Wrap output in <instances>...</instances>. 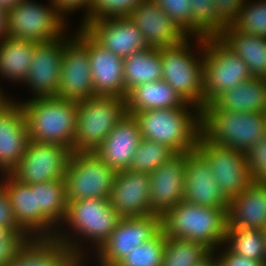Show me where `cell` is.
I'll list each match as a JSON object with an SVG mask.
<instances>
[{
	"instance_id": "cell-1",
	"label": "cell",
	"mask_w": 266,
	"mask_h": 266,
	"mask_svg": "<svg viewBox=\"0 0 266 266\" xmlns=\"http://www.w3.org/2000/svg\"><path fill=\"white\" fill-rule=\"evenodd\" d=\"M67 202V214L62 225H67L68 230L61 226L55 238L66 245L85 266L90 246L94 247L93 253L96 252L115 230L121 217L112 208L109 199L89 198ZM81 241L83 244L87 242V246L90 244L89 248L86 246L89 250H85L86 243L83 245Z\"/></svg>"
},
{
	"instance_id": "cell-2",
	"label": "cell",
	"mask_w": 266,
	"mask_h": 266,
	"mask_svg": "<svg viewBox=\"0 0 266 266\" xmlns=\"http://www.w3.org/2000/svg\"><path fill=\"white\" fill-rule=\"evenodd\" d=\"M133 116L143 139L164 144L175 153L196 150L201 133V109L196 105L186 103L183 107L135 112Z\"/></svg>"
},
{
	"instance_id": "cell-3",
	"label": "cell",
	"mask_w": 266,
	"mask_h": 266,
	"mask_svg": "<svg viewBox=\"0 0 266 266\" xmlns=\"http://www.w3.org/2000/svg\"><path fill=\"white\" fill-rule=\"evenodd\" d=\"M26 119L29 140L55 143L72 151L77 123V102L57 97L19 101Z\"/></svg>"
},
{
	"instance_id": "cell-4",
	"label": "cell",
	"mask_w": 266,
	"mask_h": 266,
	"mask_svg": "<svg viewBox=\"0 0 266 266\" xmlns=\"http://www.w3.org/2000/svg\"><path fill=\"white\" fill-rule=\"evenodd\" d=\"M191 40L195 41L193 45ZM203 53L204 38L197 36H187L175 45L160 48L162 80L186 103L200 109L204 107Z\"/></svg>"
},
{
	"instance_id": "cell-5",
	"label": "cell",
	"mask_w": 266,
	"mask_h": 266,
	"mask_svg": "<svg viewBox=\"0 0 266 266\" xmlns=\"http://www.w3.org/2000/svg\"><path fill=\"white\" fill-rule=\"evenodd\" d=\"M227 216L223 209L182 201L162 216L166 237L191 240L212 252L225 242Z\"/></svg>"
},
{
	"instance_id": "cell-6",
	"label": "cell",
	"mask_w": 266,
	"mask_h": 266,
	"mask_svg": "<svg viewBox=\"0 0 266 266\" xmlns=\"http://www.w3.org/2000/svg\"><path fill=\"white\" fill-rule=\"evenodd\" d=\"M201 133L211 142L245 153L266 135L263 112L201 109Z\"/></svg>"
},
{
	"instance_id": "cell-7",
	"label": "cell",
	"mask_w": 266,
	"mask_h": 266,
	"mask_svg": "<svg viewBox=\"0 0 266 266\" xmlns=\"http://www.w3.org/2000/svg\"><path fill=\"white\" fill-rule=\"evenodd\" d=\"M126 114L125 98L92 96L78 101L72 153L95 152Z\"/></svg>"
},
{
	"instance_id": "cell-8",
	"label": "cell",
	"mask_w": 266,
	"mask_h": 266,
	"mask_svg": "<svg viewBox=\"0 0 266 266\" xmlns=\"http://www.w3.org/2000/svg\"><path fill=\"white\" fill-rule=\"evenodd\" d=\"M49 2L44 5L33 0H21L8 10V36L35 43L63 37L68 31L67 29H70L68 21L57 11L51 0Z\"/></svg>"
},
{
	"instance_id": "cell-9",
	"label": "cell",
	"mask_w": 266,
	"mask_h": 266,
	"mask_svg": "<svg viewBox=\"0 0 266 266\" xmlns=\"http://www.w3.org/2000/svg\"><path fill=\"white\" fill-rule=\"evenodd\" d=\"M251 78L246 63L218 37L204 38V106L212 103L223 92Z\"/></svg>"
},
{
	"instance_id": "cell-10",
	"label": "cell",
	"mask_w": 266,
	"mask_h": 266,
	"mask_svg": "<svg viewBox=\"0 0 266 266\" xmlns=\"http://www.w3.org/2000/svg\"><path fill=\"white\" fill-rule=\"evenodd\" d=\"M115 175L95 152L72 153L64 175L67 201L109 199Z\"/></svg>"
},
{
	"instance_id": "cell-11",
	"label": "cell",
	"mask_w": 266,
	"mask_h": 266,
	"mask_svg": "<svg viewBox=\"0 0 266 266\" xmlns=\"http://www.w3.org/2000/svg\"><path fill=\"white\" fill-rule=\"evenodd\" d=\"M161 229L162 216L157 214L120 218L115 230L94 253L96 265L116 266L134 247L150 240Z\"/></svg>"
},
{
	"instance_id": "cell-12",
	"label": "cell",
	"mask_w": 266,
	"mask_h": 266,
	"mask_svg": "<svg viewBox=\"0 0 266 266\" xmlns=\"http://www.w3.org/2000/svg\"><path fill=\"white\" fill-rule=\"evenodd\" d=\"M196 149L210 163L213 177L229 200L241 194L252 183L245 153L215 144L202 133L198 138Z\"/></svg>"
},
{
	"instance_id": "cell-13",
	"label": "cell",
	"mask_w": 266,
	"mask_h": 266,
	"mask_svg": "<svg viewBox=\"0 0 266 266\" xmlns=\"http://www.w3.org/2000/svg\"><path fill=\"white\" fill-rule=\"evenodd\" d=\"M71 155L72 151L67 146L29 141L19 164L10 174L28 185L65 179Z\"/></svg>"
},
{
	"instance_id": "cell-14",
	"label": "cell",
	"mask_w": 266,
	"mask_h": 266,
	"mask_svg": "<svg viewBox=\"0 0 266 266\" xmlns=\"http://www.w3.org/2000/svg\"><path fill=\"white\" fill-rule=\"evenodd\" d=\"M48 41L35 43L31 58V65L27 79L23 83L28 86L33 98L56 97L60 82L61 64L64 45L73 37L67 36Z\"/></svg>"
},
{
	"instance_id": "cell-15",
	"label": "cell",
	"mask_w": 266,
	"mask_h": 266,
	"mask_svg": "<svg viewBox=\"0 0 266 266\" xmlns=\"http://www.w3.org/2000/svg\"><path fill=\"white\" fill-rule=\"evenodd\" d=\"M77 30L71 33L87 47L95 95L125 98L124 59L99 45L81 26Z\"/></svg>"
},
{
	"instance_id": "cell-16",
	"label": "cell",
	"mask_w": 266,
	"mask_h": 266,
	"mask_svg": "<svg viewBox=\"0 0 266 266\" xmlns=\"http://www.w3.org/2000/svg\"><path fill=\"white\" fill-rule=\"evenodd\" d=\"M64 45L57 98L81 101L96 96L87 47L74 35Z\"/></svg>"
},
{
	"instance_id": "cell-17",
	"label": "cell",
	"mask_w": 266,
	"mask_h": 266,
	"mask_svg": "<svg viewBox=\"0 0 266 266\" xmlns=\"http://www.w3.org/2000/svg\"><path fill=\"white\" fill-rule=\"evenodd\" d=\"M81 27L99 45L123 59L148 48L142 32L128 17L89 20Z\"/></svg>"
},
{
	"instance_id": "cell-18",
	"label": "cell",
	"mask_w": 266,
	"mask_h": 266,
	"mask_svg": "<svg viewBox=\"0 0 266 266\" xmlns=\"http://www.w3.org/2000/svg\"><path fill=\"white\" fill-rule=\"evenodd\" d=\"M184 201L227 213L229 199L213 177L210 163L197 149L186 152Z\"/></svg>"
},
{
	"instance_id": "cell-19",
	"label": "cell",
	"mask_w": 266,
	"mask_h": 266,
	"mask_svg": "<svg viewBox=\"0 0 266 266\" xmlns=\"http://www.w3.org/2000/svg\"><path fill=\"white\" fill-rule=\"evenodd\" d=\"M109 202L123 217L155 215L150 205V176L132 170L117 171Z\"/></svg>"
},
{
	"instance_id": "cell-20",
	"label": "cell",
	"mask_w": 266,
	"mask_h": 266,
	"mask_svg": "<svg viewBox=\"0 0 266 266\" xmlns=\"http://www.w3.org/2000/svg\"><path fill=\"white\" fill-rule=\"evenodd\" d=\"M186 153H176L157 167L150 176V205L154 214L163 216L184 200Z\"/></svg>"
},
{
	"instance_id": "cell-21",
	"label": "cell",
	"mask_w": 266,
	"mask_h": 266,
	"mask_svg": "<svg viewBox=\"0 0 266 266\" xmlns=\"http://www.w3.org/2000/svg\"><path fill=\"white\" fill-rule=\"evenodd\" d=\"M29 141L23 109L11 100L0 110V175L17 167Z\"/></svg>"
},
{
	"instance_id": "cell-22",
	"label": "cell",
	"mask_w": 266,
	"mask_h": 266,
	"mask_svg": "<svg viewBox=\"0 0 266 266\" xmlns=\"http://www.w3.org/2000/svg\"><path fill=\"white\" fill-rule=\"evenodd\" d=\"M128 18L142 32L146 44L151 48L169 47L187 37L152 0H143Z\"/></svg>"
},
{
	"instance_id": "cell-23",
	"label": "cell",
	"mask_w": 266,
	"mask_h": 266,
	"mask_svg": "<svg viewBox=\"0 0 266 266\" xmlns=\"http://www.w3.org/2000/svg\"><path fill=\"white\" fill-rule=\"evenodd\" d=\"M141 140L138 121L133 115L126 114L96 149L95 154L116 172L127 170Z\"/></svg>"
},
{
	"instance_id": "cell-24",
	"label": "cell",
	"mask_w": 266,
	"mask_h": 266,
	"mask_svg": "<svg viewBox=\"0 0 266 266\" xmlns=\"http://www.w3.org/2000/svg\"><path fill=\"white\" fill-rule=\"evenodd\" d=\"M227 227L263 230L266 226V183L252 182L228 202Z\"/></svg>"
},
{
	"instance_id": "cell-25",
	"label": "cell",
	"mask_w": 266,
	"mask_h": 266,
	"mask_svg": "<svg viewBox=\"0 0 266 266\" xmlns=\"http://www.w3.org/2000/svg\"><path fill=\"white\" fill-rule=\"evenodd\" d=\"M8 266H83V263L56 238H30Z\"/></svg>"
},
{
	"instance_id": "cell-26",
	"label": "cell",
	"mask_w": 266,
	"mask_h": 266,
	"mask_svg": "<svg viewBox=\"0 0 266 266\" xmlns=\"http://www.w3.org/2000/svg\"><path fill=\"white\" fill-rule=\"evenodd\" d=\"M0 183L9 197L18 226L30 238H41V210L37 207L36 190L11 174H1Z\"/></svg>"
},
{
	"instance_id": "cell-27",
	"label": "cell",
	"mask_w": 266,
	"mask_h": 266,
	"mask_svg": "<svg viewBox=\"0 0 266 266\" xmlns=\"http://www.w3.org/2000/svg\"><path fill=\"white\" fill-rule=\"evenodd\" d=\"M29 186L36 190L37 207L41 210V238H55L67 214L65 179Z\"/></svg>"
},
{
	"instance_id": "cell-28",
	"label": "cell",
	"mask_w": 266,
	"mask_h": 266,
	"mask_svg": "<svg viewBox=\"0 0 266 266\" xmlns=\"http://www.w3.org/2000/svg\"><path fill=\"white\" fill-rule=\"evenodd\" d=\"M214 110L263 112L266 109V79L252 77L219 95L209 104Z\"/></svg>"
},
{
	"instance_id": "cell-29",
	"label": "cell",
	"mask_w": 266,
	"mask_h": 266,
	"mask_svg": "<svg viewBox=\"0 0 266 266\" xmlns=\"http://www.w3.org/2000/svg\"><path fill=\"white\" fill-rule=\"evenodd\" d=\"M218 38L246 63L252 77L266 79V37L241 33L229 25Z\"/></svg>"
},
{
	"instance_id": "cell-30",
	"label": "cell",
	"mask_w": 266,
	"mask_h": 266,
	"mask_svg": "<svg viewBox=\"0 0 266 266\" xmlns=\"http://www.w3.org/2000/svg\"><path fill=\"white\" fill-rule=\"evenodd\" d=\"M186 102L165 81L142 83L132 88L126 96L127 114L162 108L183 107Z\"/></svg>"
},
{
	"instance_id": "cell-31",
	"label": "cell",
	"mask_w": 266,
	"mask_h": 266,
	"mask_svg": "<svg viewBox=\"0 0 266 266\" xmlns=\"http://www.w3.org/2000/svg\"><path fill=\"white\" fill-rule=\"evenodd\" d=\"M33 52L32 41L9 36L3 38L0 41V77L15 84H23L27 79Z\"/></svg>"
},
{
	"instance_id": "cell-32",
	"label": "cell",
	"mask_w": 266,
	"mask_h": 266,
	"mask_svg": "<svg viewBox=\"0 0 266 266\" xmlns=\"http://www.w3.org/2000/svg\"><path fill=\"white\" fill-rule=\"evenodd\" d=\"M162 79L160 48L148 47L124 58L125 99L127 93L142 83Z\"/></svg>"
},
{
	"instance_id": "cell-33",
	"label": "cell",
	"mask_w": 266,
	"mask_h": 266,
	"mask_svg": "<svg viewBox=\"0 0 266 266\" xmlns=\"http://www.w3.org/2000/svg\"><path fill=\"white\" fill-rule=\"evenodd\" d=\"M224 244L233 253L266 265V240L262 230L226 227Z\"/></svg>"
},
{
	"instance_id": "cell-34",
	"label": "cell",
	"mask_w": 266,
	"mask_h": 266,
	"mask_svg": "<svg viewBox=\"0 0 266 266\" xmlns=\"http://www.w3.org/2000/svg\"><path fill=\"white\" fill-rule=\"evenodd\" d=\"M212 254L203 244L166 237L161 266H197Z\"/></svg>"
},
{
	"instance_id": "cell-35",
	"label": "cell",
	"mask_w": 266,
	"mask_h": 266,
	"mask_svg": "<svg viewBox=\"0 0 266 266\" xmlns=\"http://www.w3.org/2000/svg\"><path fill=\"white\" fill-rule=\"evenodd\" d=\"M175 154L171 148L164 144L142 138L128 169L134 172L150 174Z\"/></svg>"
},
{
	"instance_id": "cell-36",
	"label": "cell",
	"mask_w": 266,
	"mask_h": 266,
	"mask_svg": "<svg viewBox=\"0 0 266 266\" xmlns=\"http://www.w3.org/2000/svg\"><path fill=\"white\" fill-rule=\"evenodd\" d=\"M192 36L218 37L225 25L215 16L214 0H190Z\"/></svg>"
},
{
	"instance_id": "cell-37",
	"label": "cell",
	"mask_w": 266,
	"mask_h": 266,
	"mask_svg": "<svg viewBox=\"0 0 266 266\" xmlns=\"http://www.w3.org/2000/svg\"><path fill=\"white\" fill-rule=\"evenodd\" d=\"M166 235L161 229L153 238L134 247L116 266H161Z\"/></svg>"
},
{
	"instance_id": "cell-38",
	"label": "cell",
	"mask_w": 266,
	"mask_h": 266,
	"mask_svg": "<svg viewBox=\"0 0 266 266\" xmlns=\"http://www.w3.org/2000/svg\"><path fill=\"white\" fill-rule=\"evenodd\" d=\"M231 26L241 33L266 37V0H245Z\"/></svg>"
},
{
	"instance_id": "cell-39",
	"label": "cell",
	"mask_w": 266,
	"mask_h": 266,
	"mask_svg": "<svg viewBox=\"0 0 266 266\" xmlns=\"http://www.w3.org/2000/svg\"><path fill=\"white\" fill-rule=\"evenodd\" d=\"M158 4L186 35L192 36V18L190 0H152Z\"/></svg>"
},
{
	"instance_id": "cell-40",
	"label": "cell",
	"mask_w": 266,
	"mask_h": 266,
	"mask_svg": "<svg viewBox=\"0 0 266 266\" xmlns=\"http://www.w3.org/2000/svg\"><path fill=\"white\" fill-rule=\"evenodd\" d=\"M143 0H93L92 18L128 17Z\"/></svg>"
},
{
	"instance_id": "cell-41",
	"label": "cell",
	"mask_w": 266,
	"mask_h": 266,
	"mask_svg": "<svg viewBox=\"0 0 266 266\" xmlns=\"http://www.w3.org/2000/svg\"><path fill=\"white\" fill-rule=\"evenodd\" d=\"M30 237L24 231H15L10 226H0V266H8L18 249Z\"/></svg>"
},
{
	"instance_id": "cell-42",
	"label": "cell",
	"mask_w": 266,
	"mask_h": 266,
	"mask_svg": "<svg viewBox=\"0 0 266 266\" xmlns=\"http://www.w3.org/2000/svg\"><path fill=\"white\" fill-rule=\"evenodd\" d=\"M245 156L252 182L266 183V135L255 142Z\"/></svg>"
},
{
	"instance_id": "cell-43",
	"label": "cell",
	"mask_w": 266,
	"mask_h": 266,
	"mask_svg": "<svg viewBox=\"0 0 266 266\" xmlns=\"http://www.w3.org/2000/svg\"><path fill=\"white\" fill-rule=\"evenodd\" d=\"M51 2L56 6L57 11L67 19V16L70 13L74 14L77 10L81 11L86 10L84 12V16L82 18L83 21L80 22V26H82L86 21H89L92 18V2L93 0H51ZM66 16V17H65Z\"/></svg>"
},
{
	"instance_id": "cell-44",
	"label": "cell",
	"mask_w": 266,
	"mask_h": 266,
	"mask_svg": "<svg viewBox=\"0 0 266 266\" xmlns=\"http://www.w3.org/2000/svg\"><path fill=\"white\" fill-rule=\"evenodd\" d=\"M245 0H214L215 16L225 25H231L237 18Z\"/></svg>"
},
{
	"instance_id": "cell-45",
	"label": "cell",
	"mask_w": 266,
	"mask_h": 266,
	"mask_svg": "<svg viewBox=\"0 0 266 266\" xmlns=\"http://www.w3.org/2000/svg\"><path fill=\"white\" fill-rule=\"evenodd\" d=\"M212 253L216 256L219 266H266L262 262L250 260L233 253L225 244H222Z\"/></svg>"
},
{
	"instance_id": "cell-46",
	"label": "cell",
	"mask_w": 266,
	"mask_h": 266,
	"mask_svg": "<svg viewBox=\"0 0 266 266\" xmlns=\"http://www.w3.org/2000/svg\"><path fill=\"white\" fill-rule=\"evenodd\" d=\"M0 226H10L15 231H23L17 224L12 207L10 205L9 197L7 196L5 189L0 183Z\"/></svg>"
},
{
	"instance_id": "cell-47",
	"label": "cell",
	"mask_w": 266,
	"mask_h": 266,
	"mask_svg": "<svg viewBox=\"0 0 266 266\" xmlns=\"http://www.w3.org/2000/svg\"><path fill=\"white\" fill-rule=\"evenodd\" d=\"M7 36V12L0 7V41Z\"/></svg>"
},
{
	"instance_id": "cell-48",
	"label": "cell",
	"mask_w": 266,
	"mask_h": 266,
	"mask_svg": "<svg viewBox=\"0 0 266 266\" xmlns=\"http://www.w3.org/2000/svg\"><path fill=\"white\" fill-rule=\"evenodd\" d=\"M197 266H219V264L216 256L212 253L209 257H207L203 262H201Z\"/></svg>"
},
{
	"instance_id": "cell-49",
	"label": "cell",
	"mask_w": 266,
	"mask_h": 266,
	"mask_svg": "<svg viewBox=\"0 0 266 266\" xmlns=\"http://www.w3.org/2000/svg\"><path fill=\"white\" fill-rule=\"evenodd\" d=\"M21 0H0V7L6 12L17 5Z\"/></svg>"
},
{
	"instance_id": "cell-50",
	"label": "cell",
	"mask_w": 266,
	"mask_h": 266,
	"mask_svg": "<svg viewBox=\"0 0 266 266\" xmlns=\"http://www.w3.org/2000/svg\"><path fill=\"white\" fill-rule=\"evenodd\" d=\"M4 90L0 86V110L3 109L10 101L11 99L3 92Z\"/></svg>"
},
{
	"instance_id": "cell-51",
	"label": "cell",
	"mask_w": 266,
	"mask_h": 266,
	"mask_svg": "<svg viewBox=\"0 0 266 266\" xmlns=\"http://www.w3.org/2000/svg\"><path fill=\"white\" fill-rule=\"evenodd\" d=\"M264 125L266 129V109L263 111Z\"/></svg>"
},
{
	"instance_id": "cell-52",
	"label": "cell",
	"mask_w": 266,
	"mask_h": 266,
	"mask_svg": "<svg viewBox=\"0 0 266 266\" xmlns=\"http://www.w3.org/2000/svg\"><path fill=\"white\" fill-rule=\"evenodd\" d=\"M262 231L264 233V237H265V240H266V226H265V228Z\"/></svg>"
}]
</instances>
